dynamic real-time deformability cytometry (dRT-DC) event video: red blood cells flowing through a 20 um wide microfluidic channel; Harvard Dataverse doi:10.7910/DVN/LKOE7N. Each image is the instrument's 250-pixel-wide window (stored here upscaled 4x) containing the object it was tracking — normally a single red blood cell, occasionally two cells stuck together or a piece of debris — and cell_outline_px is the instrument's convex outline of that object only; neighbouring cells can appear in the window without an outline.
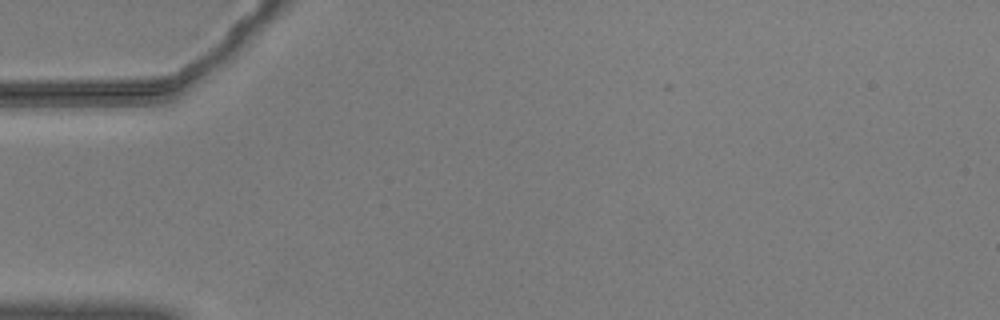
{"species": "common noctule bat (a hibernating species)", "species_latin": "Nyctalus noctula", "temperature_condition": "warm", "stored_images_in_passage": 2, "camera_frame_rate_fps": 3000, "um_per_image_px": 0.085, "animal": {"sex": "male", "body_mass_g": 20.5, "forearm_length_mm": 52.5}, "frame": {"image": 1, "passage_image": 1, "time_ms": 0.0, "image_size_px": [1000, 320], "cell_outline_px": [[192, 64], [164, 100], [88, 104], [80, 100], [188, 64]], "centroid_in_image_um": [12.1, 7.55], "position_along_channel_um": 72.9, "area_um2": 12.66}}